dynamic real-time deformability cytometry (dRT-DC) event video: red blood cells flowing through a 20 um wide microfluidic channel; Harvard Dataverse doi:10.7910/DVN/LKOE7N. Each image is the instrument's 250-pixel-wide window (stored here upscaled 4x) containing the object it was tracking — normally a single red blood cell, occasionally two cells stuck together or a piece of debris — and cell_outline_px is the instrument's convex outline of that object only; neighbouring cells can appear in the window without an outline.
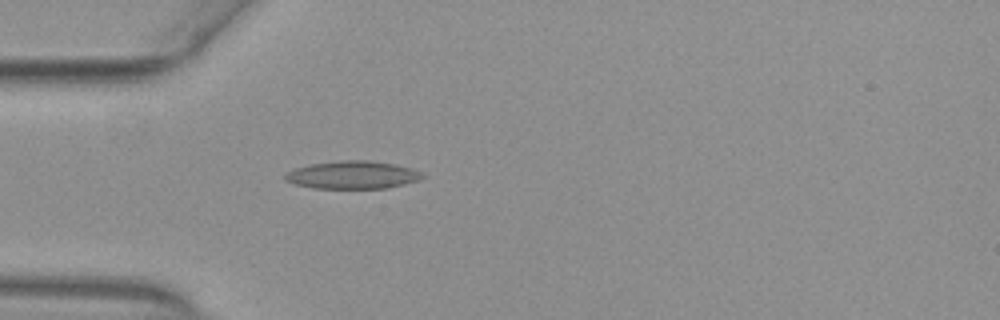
{"species": "common noctule bat (a hibernating species)", "species_latin": "Nyctalus noctula", "temperature_condition": "warm", "stored_images_in_passage": 27, "camera_frame_rate_fps": 3000, "um_per_image_px": 0.085, "animal": {"sex": "female", "body_mass_g": 29.2, "forearm_length_mm": 56.3}, "frame": {"image": 1, "passage_image": 2, "time_ms": 0.333, "image_size_px": [1000, 320], "cell_outline_px": [[424, 176], [420, 180], [388, 188], [312, 188], [292, 184], [284, 180], [284, 176], [288, 172], [296, 168], [308, 164], [340, 160], [368, 160], [396, 164], [412, 168], [420, 172]], "centroid_in_image_um": [29.95, 14.86], "position_along_channel_um": 55.0, "area_um2": 22.43}}
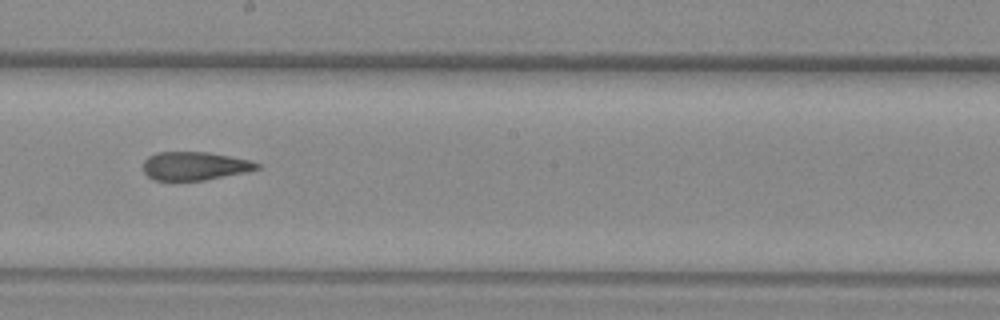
{"frame": {"image": 2, "passage_image": 16, "time_ms": 5.0, "image_size_px": [1000, 320], "cell_outline_px": [[260, 168], [244, 172], [204, 180], [152, 180], [144, 172], [144, 160], [148, 156], [156, 152], [208, 152], [248, 160], [260, 164]], "centroid_in_image_um": [16.5, 14.1], "position_along_channel_um": 231.7, "area_um2": 18.61}}
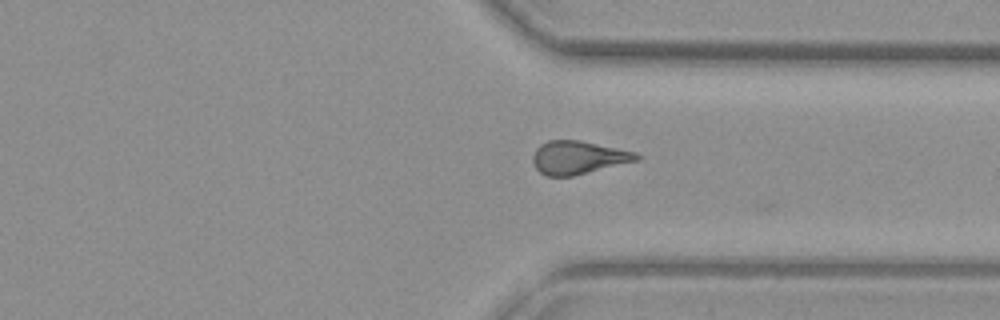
{"frame": {"image": 3, "passage_image": 26, "time_ms": 8.333, "image_size_px": [1000, 320], "cell_outline_px": [[640, 160], [572, 176], [548, 176], [540, 172], [536, 168], [532, 160], [532, 156], [536, 148], [540, 144], [548, 140], [580, 140], [636, 152], [640, 156]], "centroid_in_image_um": [49.14, 13.38], "position_along_channel_um": 362.3, "area_um2": 20.06}}